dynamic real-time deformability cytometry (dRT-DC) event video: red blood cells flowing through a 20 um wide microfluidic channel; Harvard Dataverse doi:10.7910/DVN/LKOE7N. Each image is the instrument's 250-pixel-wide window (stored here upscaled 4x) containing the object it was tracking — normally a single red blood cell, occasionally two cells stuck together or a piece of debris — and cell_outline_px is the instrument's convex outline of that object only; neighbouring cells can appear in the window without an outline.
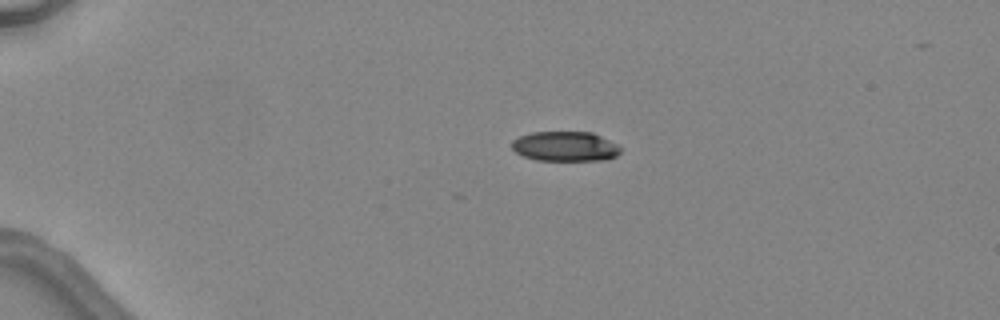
{"species": "common noctule bat (a hibernating species)", "species_latin": "Nyctalus noctula", "temperature_condition": "warm", "stored_images_in_passage": 4, "camera_frame_rate_fps": 3000, "um_per_image_px": 0.085, "animal": {"sex": "female", "body_mass_g": 24.6, "forearm_length_mm": 56.2}, "frame": {"image": 1, "passage_image": 3, "time_ms": 2.333, "image_size_px": [1000, 320], "cell_outline_px": [[620, 152], [616, 156], [604, 160], [536, 160], [524, 156], [516, 152], [512, 148], [512, 140], [520, 136], [532, 132], [592, 132], [616, 144], [620, 148]], "centroid_in_image_um": [48.02, 12.44], "position_along_channel_um": 37.0, "area_um2": 18.73}}